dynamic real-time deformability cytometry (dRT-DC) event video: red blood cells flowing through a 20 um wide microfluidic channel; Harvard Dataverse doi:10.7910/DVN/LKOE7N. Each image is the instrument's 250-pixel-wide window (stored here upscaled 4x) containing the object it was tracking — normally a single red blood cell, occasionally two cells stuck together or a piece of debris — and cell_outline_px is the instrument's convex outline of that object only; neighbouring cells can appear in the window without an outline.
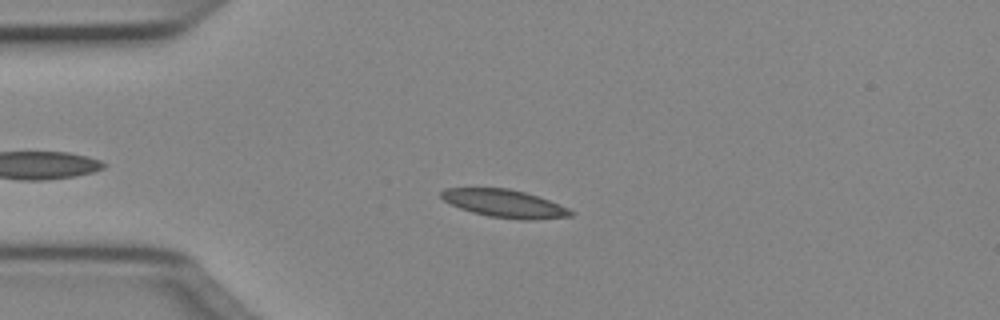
{"species": "Egyptian fruit bat (a non-hibernating species)", "species_latin": "Rousettus aegyptiacus", "temperature_condition": "cold", "stored_images_in_passage": 41, "camera_frame_rate_fps": 3000, "um_per_image_px": 0.085, "animal": {"sex": "female"}, "frame": {"image": 1, "passage_image": 7, "time_ms": 2.0, "image_size_px": [1000, 320], "cell_outline_px": [[576, 212], [572, 216], [532, 220], [520, 220], [488, 216], [472, 212], [460, 208], [444, 200], [440, 196], [440, 192], [444, 188], [508, 188], [524, 192], [548, 200], [568, 208]], "centroid_in_image_um": [42.89, 17.3], "position_along_channel_um": 42.1, "area_um2": 20.92}}
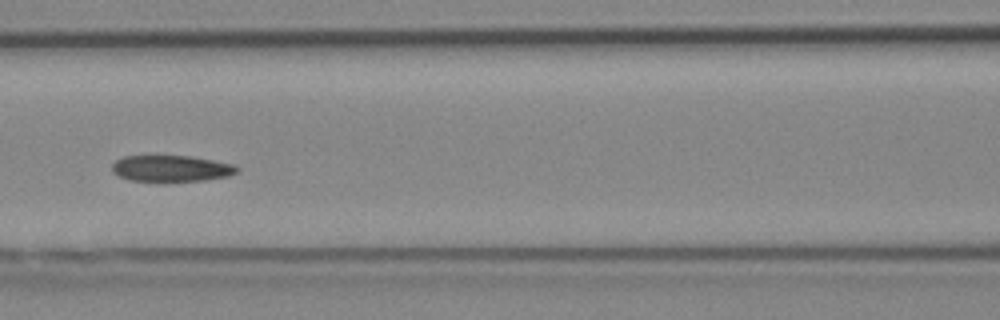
{"frame": {"image": 2, "passage_image": 17, "time_ms": 5.333, "image_size_px": [1000, 320], "cell_outline_px": [[240, 168], [236, 172], [228, 176], [204, 180], [128, 180], [112, 172], [112, 164], [116, 160], [124, 156], [152, 152], [188, 156], [212, 160], [232, 164]], "centroid_in_image_um": [14.47, 14.25], "position_along_channel_um": 152.1, "area_um2": 19.59}}
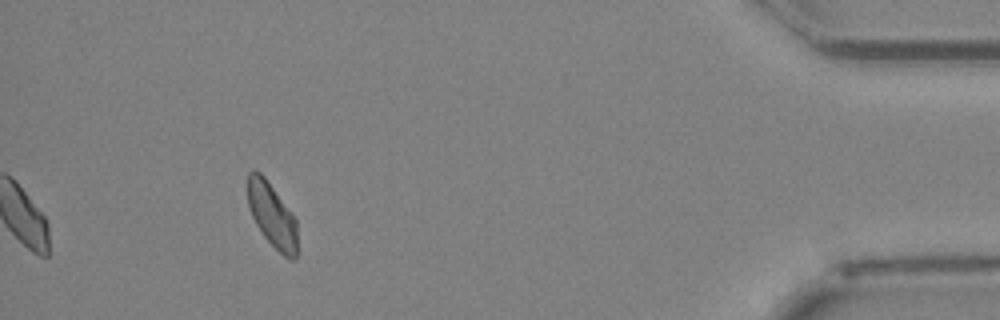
{"frame": {"image": 3, "passage_image": 41, "time_ms": 13.333, "image_size_px": [1000, 320], "cell_outline_px": [[296, 260], [292, 260], [284, 256], [264, 236], [256, 224], [252, 216], [248, 204], [248, 172], [260, 172], [264, 176], [296, 220]], "centroid_in_image_um": [23.11, 18.3], "position_along_channel_um": 412.1, "area_um2": 17.98}, "authors_computed_cell_mechanics": {"area_um2": 19.9988, "velocity_mm_per_s": 4.0106, "shape_relaxation_time_tau1_ms": null, "shape_relaxation_time_tau2_ms": 2.3349, "deformation_change_tau1": null, "deformation_change_tau2": 0.0835}}